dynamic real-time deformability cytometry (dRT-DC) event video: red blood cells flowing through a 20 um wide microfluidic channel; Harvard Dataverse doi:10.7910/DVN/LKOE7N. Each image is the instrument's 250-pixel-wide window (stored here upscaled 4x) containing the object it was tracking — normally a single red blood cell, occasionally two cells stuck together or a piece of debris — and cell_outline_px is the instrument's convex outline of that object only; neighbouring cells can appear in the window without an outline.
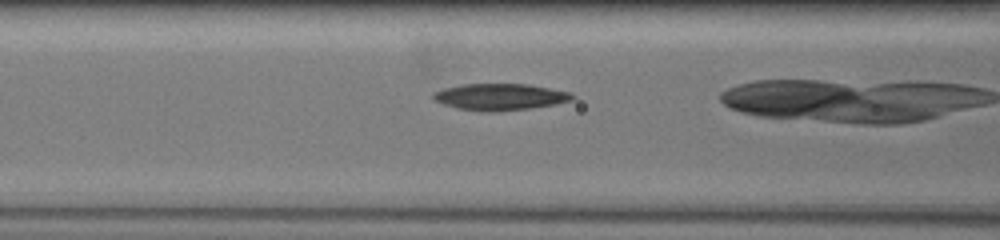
{"species": "common noctule bat (a hibernating species)", "species_latin": "Nyctalus noctula", "temperature_condition": "warm", "stored_images_in_passage": 24, "camera_frame_rate_fps": 3000, "um_per_image_px": 0.085, "animal": {"sex": "female", "body_mass_g": 19.5, "forearm_length_mm": 54.1}, "frame": {"image": 1, "passage_image": 4, "time_ms": 1.0, "image_size_px": [1000, 240], "cell_outline_px": [[572, 100], [556, 104], [528, 108], [496, 112], [480, 112], [456, 108], [444, 104], [436, 100], [432, 96], [436, 92], [444, 88], [464, 84], [528, 84], [568, 92], [572, 96]], "centroid_in_image_um": [42.47, 8.24], "position_along_channel_um": 124.1, "area_um2": 21.27}}